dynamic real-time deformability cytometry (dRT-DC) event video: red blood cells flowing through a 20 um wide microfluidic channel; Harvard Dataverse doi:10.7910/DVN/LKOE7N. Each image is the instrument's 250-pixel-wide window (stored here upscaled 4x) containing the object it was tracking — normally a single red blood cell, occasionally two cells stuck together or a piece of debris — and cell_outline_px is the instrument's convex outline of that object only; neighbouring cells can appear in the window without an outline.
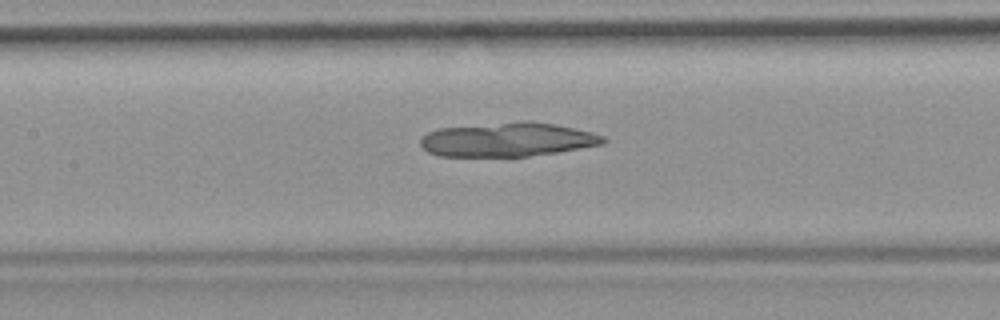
{"species": "common noctule bat (a hibernating species)", "species_latin": "Nyctalus noctula", "temperature_condition": "room temperature", "stored_images_in_passage": 47, "camera_frame_rate_fps": 3000, "um_per_image_px": 0.085, "animal": {"sex": "female", "body_mass_g": 19.9}, "frame": {"image": 1, "passage_image": 19, "time_ms": 6.0, "image_size_px": [1000, 320], "cell_outline_px": [[608, 140], [604, 144], [556, 152], [528, 156], [440, 156], [428, 152], [420, 144], [420, 140], [428, 132], [440, 128], [524, 120], [528, 120], [556, 124], [592, 132], [604, 136]], "centroid_in_image_um": [43.18, 11.85], "position_along_channel_um": 164.2, "area_um2": 36.24}}
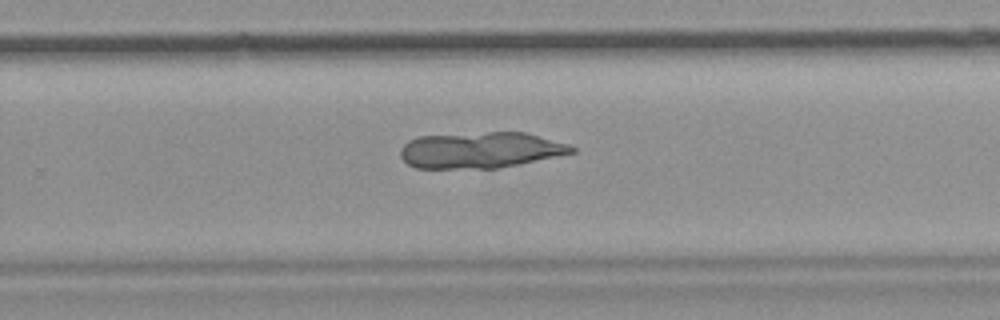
{"frame": {"image": 2, "passage_image": 29, "time_ms": 9.333, "image_size_px": [1000, 320], "cell_outline_px": [[576, 152], [496, 168], [416, 168], [408, 164], [400, 156], [400, 148], [408, 140], [416, 136], [488, 132], [524, 132], [568, 144], [576, 148]], "centroid_in_image_um": [40.78, 12.75], "position_along_channel_um": 289.0, "area_um2": 35.78}}